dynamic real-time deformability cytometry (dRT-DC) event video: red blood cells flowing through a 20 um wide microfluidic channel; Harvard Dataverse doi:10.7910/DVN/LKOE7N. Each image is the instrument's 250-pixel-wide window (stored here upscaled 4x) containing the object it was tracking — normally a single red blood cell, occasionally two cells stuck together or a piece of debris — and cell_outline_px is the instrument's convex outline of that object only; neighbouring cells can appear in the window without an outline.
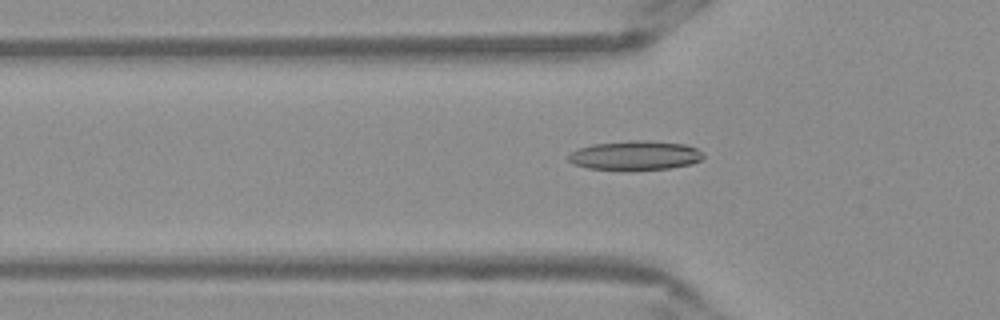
{"species": "Egyptian fruit bat (a non-hibernating species)", "species_latin": "Rousettus aegyptiacus", "temperature_condition": "warm", "stored_images_in_passage": 44, "camera_frame_rate_fps": 3000, "um_per_image_px": 0.085, "frame": {"image": 1, "passage_image": 12, "time_ms": 3.667, "image_size_px": [1000, 320], "cell_outline_px": [[704, 156], [700, 160], [692, 164], [672, 168], [588, 168], [572, 164], [568, 160], [568, 152], [576, 148], [592, 144], [628, 140], [648, 140], [684, 144], [696, 148], [704, 152]], "centroid_in_image_um": [53.97, 13.17], "position_along_channel_um": 71.8, "area_um2": 22.77}}
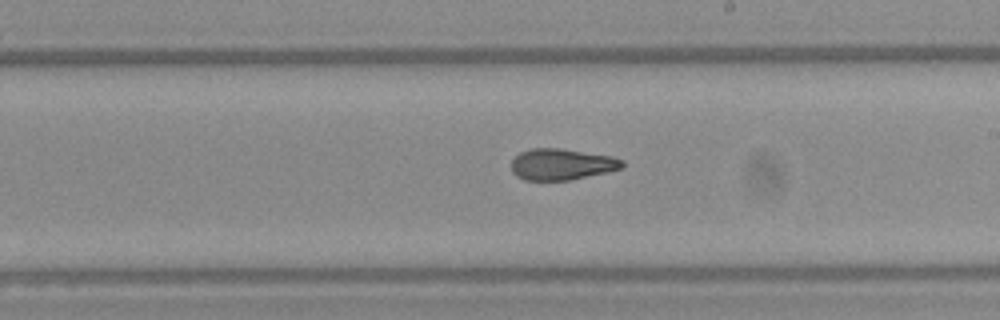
{"frame": {"image": 2, "passage_image": 25, "time_ms": 8.0, "image_size_px": [1000, 320], "cell_outline_px": [[624, 168], [608, 172], [568, 180], [524, 180], [516, 176], [512, 172], [512, 160], [520, 152], [532, 148], [560, 148], [612, 156], [624, 160]], "centroid_in_image_um": [47.76, 13.96], "position_along_channel_um": 241.2, "area_um2": 20.29}}
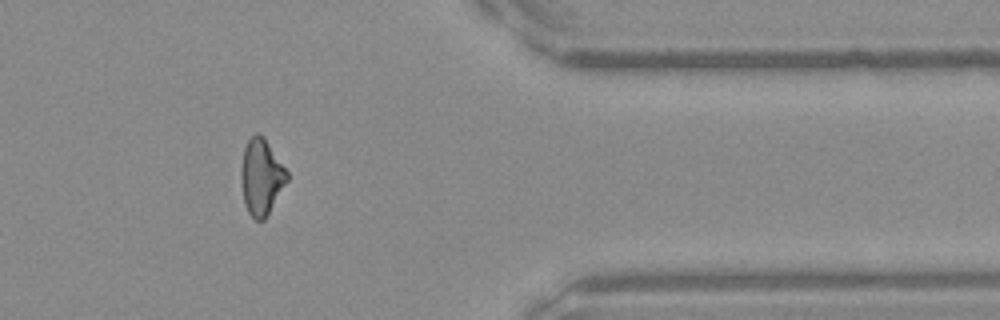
{"frame": {"image": 3, "passage_image": 38, "time_ms": 12.333, "image_size_px": [1000, 320], "cell_outline_px": [[288, 180], [264, 220], [256, 220], [248, 212], [244, 204], [240, 180], [240, 172], [244, 148], [248, 140], [256, 132], [260, 132], [264, 136], [288, 172]], "centroid_in_image_um": [22.2, 15.01], "position_along_channel_um": 389.2, "area_um2": 20.4}, "authors_computed_cell_mechanics": {"area_um2": 20.8369, "velocity_mm_per_s": 3.8787, "shape_relaxation_time_tau1_ms": null, "shape_relaxation_time_tau2_ms": 3.043, "deformation_change_tau1": null, "deformation_change_tau2": 0.1024}}